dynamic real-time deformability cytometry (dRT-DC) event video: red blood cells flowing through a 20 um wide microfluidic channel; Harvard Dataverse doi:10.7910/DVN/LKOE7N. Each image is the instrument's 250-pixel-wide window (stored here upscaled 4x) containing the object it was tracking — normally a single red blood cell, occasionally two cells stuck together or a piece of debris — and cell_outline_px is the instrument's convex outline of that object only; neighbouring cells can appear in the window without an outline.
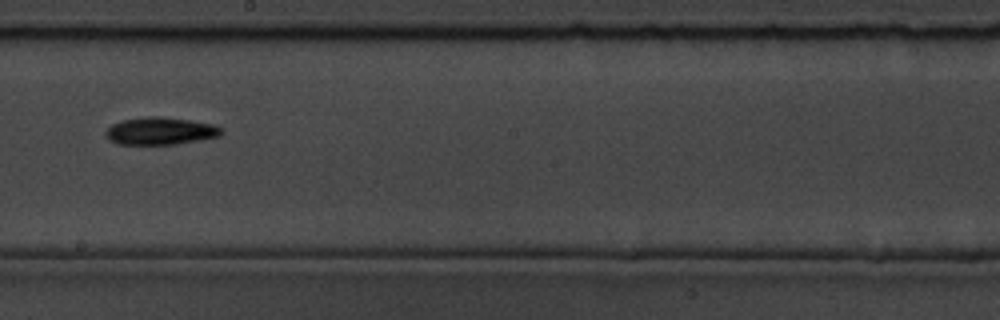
{"species": "common noctule bat (a hibernating species)", "species_latin": "Nyctalus noctula", "temperature_condition": "room temperature", "stored_images_in_passage": 11, "camera_frame_rate_fps": 3000, "um_per_image_px": 0.085, "animal": {"sex": "male", "body_mass_g": 19.5, "forearm_length_mm": 54.6}, "frame": {"image": 1, "passage_image": 11, "time_ms": 11.333, "image_size_px": [1000, 320], "cell_outline_px": [[224, 132], [220, 136], [176, 144], [116, 144], [108, 140], [104, 136], [104, 132], [112, 124], [124, 120], [148, 116], [156, 116], [188, 120], [212, 124], [224, 128]], "centroid_in_image_um": [13.61, 11.14], "position_along_channel_um": 234.6, "area_um2": 18.5}}